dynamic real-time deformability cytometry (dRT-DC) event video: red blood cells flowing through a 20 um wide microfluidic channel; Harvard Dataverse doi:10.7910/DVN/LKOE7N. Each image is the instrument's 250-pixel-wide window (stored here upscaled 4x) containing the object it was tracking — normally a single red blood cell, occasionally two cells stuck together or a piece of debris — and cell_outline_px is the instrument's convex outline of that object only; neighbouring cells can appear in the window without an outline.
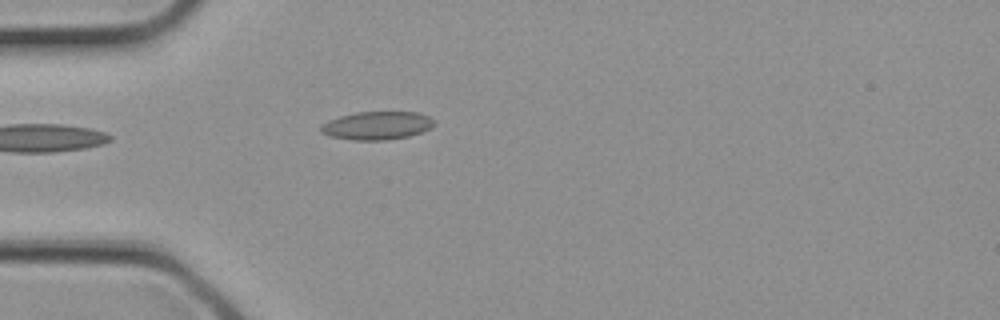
{"species": "common noctule bat (a hibernating species)", "species_latin": "Nyctalus noctula", "temperature_condition": "cold", "stored_images_in_passage": 3, "camera_frame_rate_fps": 3000, "um_per_image_px": 0.085, "animal": {"sex": "female", "body_mass_g": 21.9}, "frame": {"image": 1, "passage_image": 3, "time_ms": 0.667, "image_size_px": [1000, 320], "cell_outline_px": [[436, 124], [420, 132], [408, 136], [388, 140], [352, 140], [332, 136], [320, 132], [320, 128], [328, 120], [340, 116], [356, 112], [420, 112], [436, 120]], "centroid_in_image_um": [32.07, 10.66], "position_along_channel_um": 52.9, "area_um2": 18.55}}